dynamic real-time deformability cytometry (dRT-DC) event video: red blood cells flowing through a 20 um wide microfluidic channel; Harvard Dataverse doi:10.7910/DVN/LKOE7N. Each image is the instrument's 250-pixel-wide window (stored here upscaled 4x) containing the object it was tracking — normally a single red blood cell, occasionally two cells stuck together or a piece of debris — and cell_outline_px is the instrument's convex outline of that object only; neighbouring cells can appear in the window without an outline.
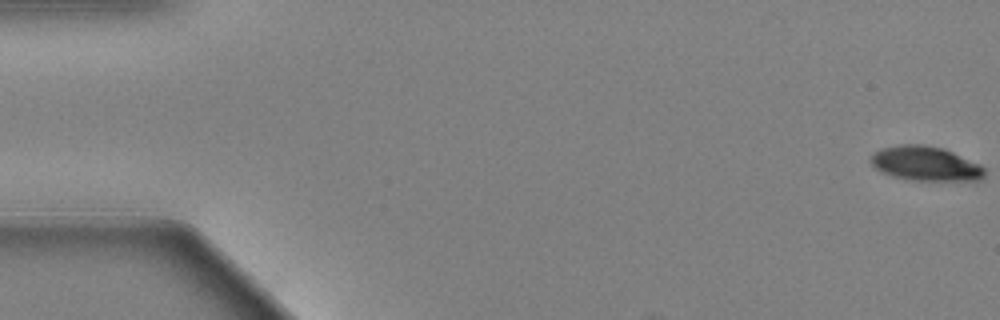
{"species": "Egyptian fruit bat (a non-hibernating species)", "species_latin": "Rousettus aegyptiacus", "temperature_condition": "warm", "stored_images_in_passage": 63, "camera_frame_rate_fps": 3000, "um_per_image_px": 0.085, "animal": {"sex": "female"}, "frame": {"image": 1, "passage_image": 1, "time_ms": 0.0, "image_size_px": [1000, 320], "cell_outline_px": [[984, 176], [980, 180], [912, 180], [892, 176], [876, 168], [868, 160], [872, 152], [880, 148], [900, 144], [924, 144], [944, 148], [980, 164], [984, 168]], "centroid_in_image_um": [78.63, 13.88], "position_along_channel_um": 6.4, "area_um2": 22.95}}
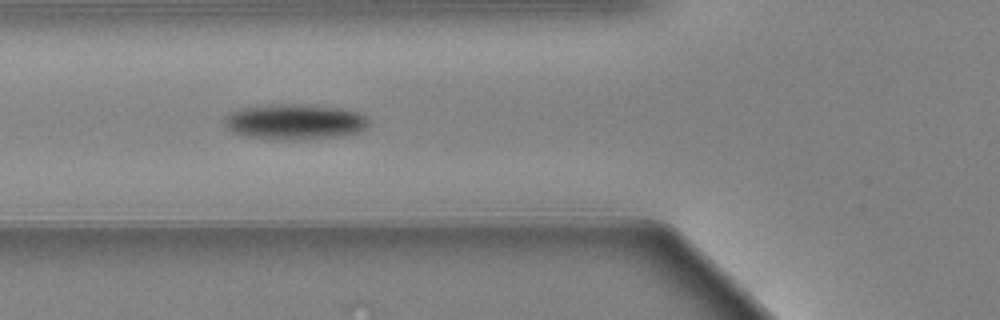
{"frame": {"image": 2, "passage_image": 24, "time_ms": 7.667, "image_size_px": [1000, 320], "cell_outline_px": [[368, 128], [360, 132], [344, 136], [304, 140], [272, 140], [244, 136], [232, 132], [220, 120], [228, 112], [236, 108], [268, 104], [304, 104], [340, 108], [360, 112], [368, 116]], "centroid_in_image_um": [25.02, 10.36], "position_along_channel_um": 100.8, "area_um2": 31.04}}
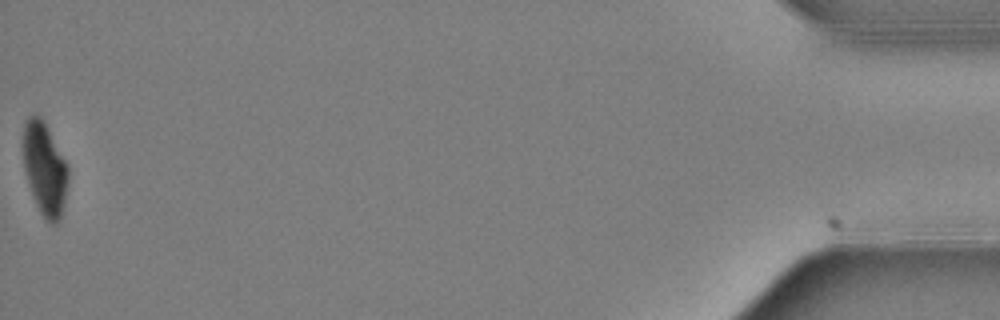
{"frame": {"image": 3, "passage_image": 63, "time_ms": 20.667, "image_size_px": [1000, 320], "cell_outline_px": [[68, 180], [64, 204], [60, 220], [56, 224], [52, 224], [44, 220], [36, 204], [24, 168], [20, 144], [24, 120], [32, 112], [36, 112], [44, 120], [68, 168]], "centroid_in_image_um": [3.75, 14.28], "position_along_channel_um": 431.5, "area_um2": 24.85}, "authors_computed_cell_mechanics": {"area_um2": 27.166, "velocity_mm_per_s": 3.3135, "shape_relaxation_time_tau1_ms": 2.7921, "shape_relaxation_time_tau2_ms": 6.1975, "deformation_change_tau1": 0.138, "deformation_change_tau2": 0.0828}}